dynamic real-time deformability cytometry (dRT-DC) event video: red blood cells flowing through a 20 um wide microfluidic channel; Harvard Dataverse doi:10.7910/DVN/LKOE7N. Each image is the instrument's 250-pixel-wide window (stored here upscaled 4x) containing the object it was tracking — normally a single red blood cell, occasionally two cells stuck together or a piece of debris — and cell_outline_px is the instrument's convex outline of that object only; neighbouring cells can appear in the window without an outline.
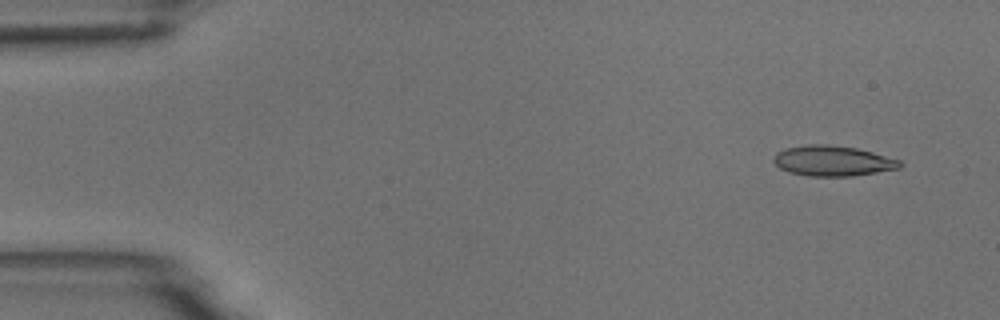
{"species": "common noctule bat (a hibernating species)", "species_latin": "Nyctalus noctula", "temperature_condition": "room temperature", "stored_images_in_passage": 10, "camera_frame_rate_fps": 3000, "um_per_image_px": 0.085, "animal": {"sex": "male", "body_mass_g": 18.8}, "frame": {"image": 1, "passage_image": 1, "time_ms": 0.0, "image_size_px": [1000, 320], "cell_outline_px": [[904, 164], [900, 168], [852, 176], [812, 176], [788, 172], [780, 168], [772, 160], [772, 156], [776, 152], [784, 148], [808, 144], [828, 144], [856, 148], [872, 152], [900, 160]], "centroid_in_image_um": [70.75, 13.66], "position_along_channel_um": 14.2, "area_um2": 22.43}}
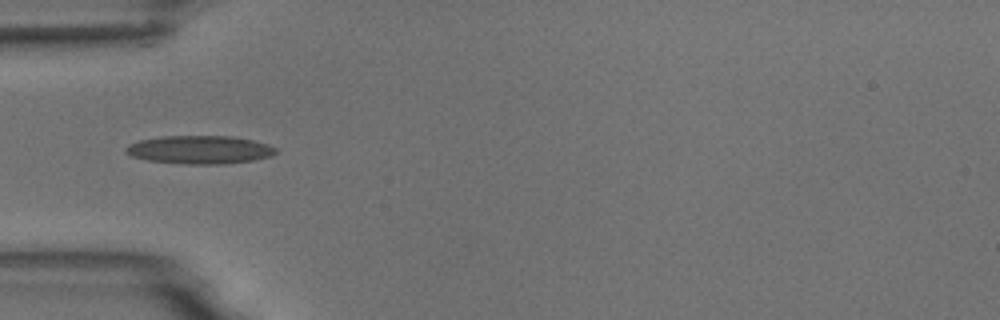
{"frame": {"image": 2, "passage_image": 4, "time_ms": 4.333, "image_size_px": [1000, 320], "cell_outline_px": [[276, 152], [272, 156], [252, 160], [224, 164], [184, 164], [148, 160], [132, 156], [124, 152], [124, 148], [128, 144], [140, 140], [160, 136], [232, 136], [252, 140], [268, 144], [276, 148]], "centroid_in_image_um": [16.95, 12.72], "position_along_channel_um": 68.0, "area_um2": 24.74}}
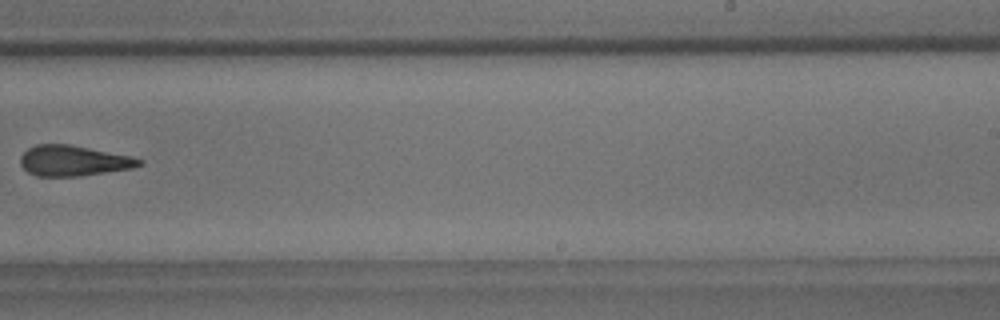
{"frame": {"image": 3, "passage_image": 9, "time_ms": 10.0, "image_size_px": [1000, 320], "cell_outline_px": [[144, 164], [132, 168], [80, 176], [36, 176], [28, 172], [20, 164], [20, 156], [28, 148], [36, 144], [68, 144], [128, 156], [144, 160]], "centroid_in_image_um": [6.21, 13.67], "position_along_channel_um": 282.8, "area_um2": 20.92}}